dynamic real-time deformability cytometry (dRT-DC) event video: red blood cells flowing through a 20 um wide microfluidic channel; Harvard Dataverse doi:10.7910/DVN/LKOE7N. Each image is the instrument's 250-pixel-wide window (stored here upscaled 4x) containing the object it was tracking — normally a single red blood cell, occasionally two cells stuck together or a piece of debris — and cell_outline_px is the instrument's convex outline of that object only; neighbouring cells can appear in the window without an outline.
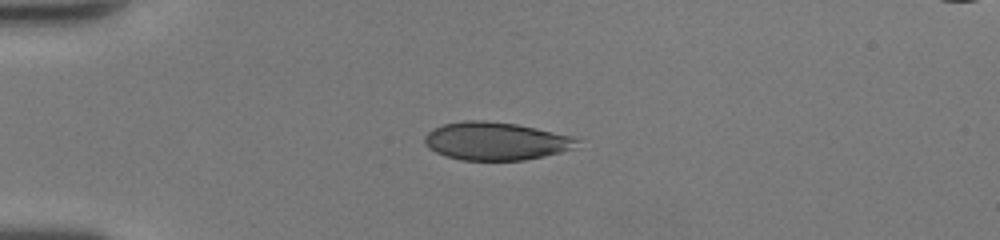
{"species": "human", "species_latin": "Homo sapiens", "temperature_condition": "room temperature", "stored_images_in_passage": 37, "camera_frame_rate_fps": 3000, "um_per_image_px": 0.085, "donor": {"sex": "female"}, "frame": {"image": 1, "passage_image": 1, "time_ms": 0.0, "image_size_px": [1000, 240], "cell_outline_px": [[580, 148], [544, 156], [524, 160], [460, 160], [444, 156], [428, 148], [424, 144], [424, 136], [428, 132], [444, 124], [468, 120], [484, 120], [516, 124], [576, 136], [580, 140]], "centroid_in_image_um": [42.21, 12.0], "position_along_channel_um": 42.8, "area_um2": 34.16}}
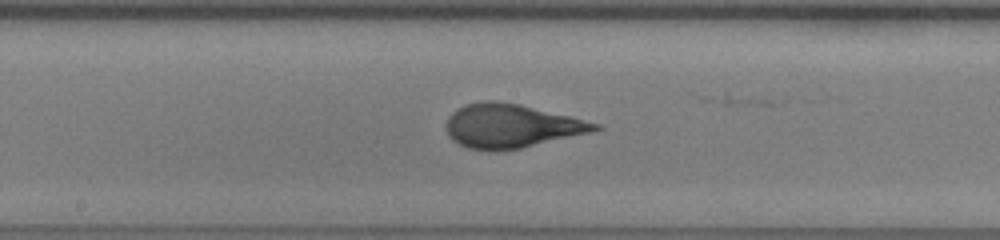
{"frame": {"image": 2, "passage_image": 15, "time_ms": 4.667, "image_size_px": [1000, 240], "cell_outline_px": [[604, 128], [592, 132], [520, 148], [496, 152], [492, 152], [468, 148], [452, 140], [448, 136], [444, 128], [444, 124], [448, 116], [452, 112], [464, 104], [488, 100], [492, 100], [520, 104], [600, 124]], "centroid_in_image_um": [43.39, 10.72], "position_along_channel_um": 204.8, "area_um2": 38.09}}
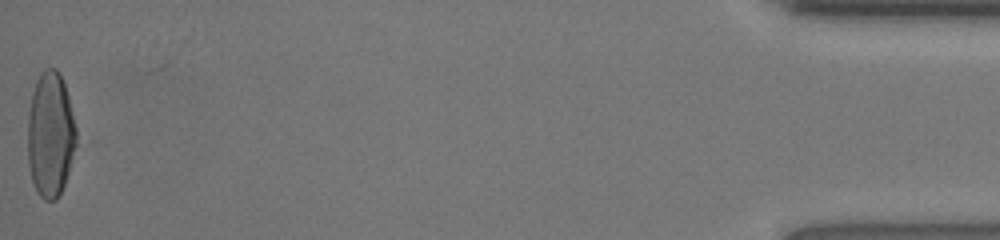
{"frame": {"image": 3, "passage_image": 37, "time_ms": 12.0, "image_size_px": [1000, 240], "cell_outline_px": [[76, 144], [68, 172], [64, 184], [56, 200], [44, 200], [36, 192], [32, 180], [28, 164], [28, 116], [32, 92], [36, 80], [40, 72], [44, 68], [56, 68], [60, 72], [68, 96], [76, 128]], "centroid_in_image_um": [4.27, 11.42], "position_along_channel_um": 430.9, "area_um2": 35.43}, "authors_computed_cell_mechanics": {"area_um2": 37.1076, "velocity_mm_per_s": 4.3215, "shape_relaxation_time_tau1_ms": 5.1663, "shape_relaxation_time_tau2_ms": null, "deformation_change_tau1": 0.2229, "deformation_change_tau2": null}}